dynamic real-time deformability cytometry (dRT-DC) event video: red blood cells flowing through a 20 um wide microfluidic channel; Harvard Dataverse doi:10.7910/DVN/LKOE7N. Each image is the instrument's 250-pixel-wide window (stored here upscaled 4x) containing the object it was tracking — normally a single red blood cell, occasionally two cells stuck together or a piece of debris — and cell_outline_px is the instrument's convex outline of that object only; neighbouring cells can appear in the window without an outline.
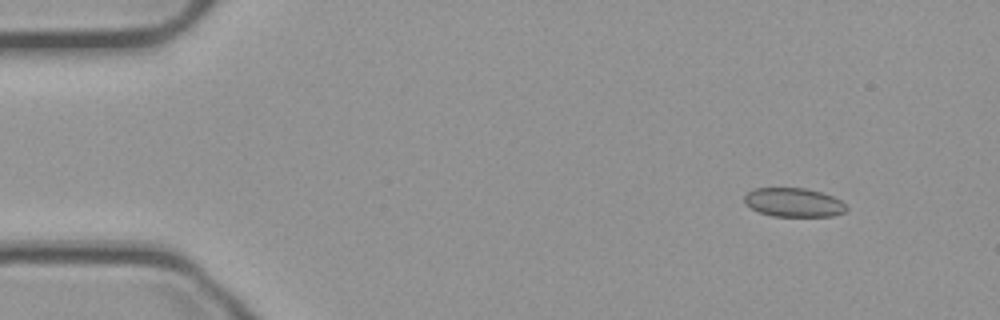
{"species": "common noctule bat (a hibernating species)", "species_latin": "Nyctalus noctula", "temperature_condition": "cold", "stored_images_in_passage": 54, "camera_frame_rate_fps": 3000, "um_per_image_px": 0.085, "animal": {"sex": "male", "body_mass_g": 23.1, "forearm_length_mm": 52.7}, "frame": {"image": 1, "passage_image": 5, "time_ms": 1.333, "image_size_px": [1000, 320], "cell_outline_px": [[848, 208], [844, 212], [832, 216], [772, 216], [760, 212], [744, 204], [744, 196], [748, 192], [756, 188], [804, 188], [820, 192], [832, 196], [840, 200]], "centroid_in_image_um": [67.44, 17.21], "position_along_channel_um": 17.6, "area_um2": 17.05}}
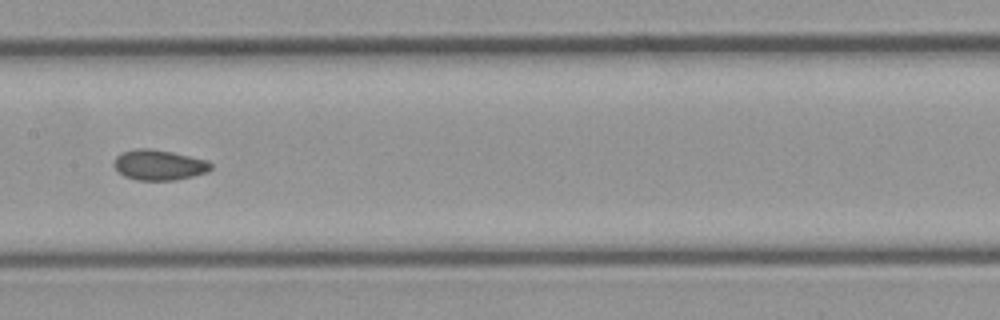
{"frame": {"image": 2, "passage_image": 27, "time_ms": 8.667, "image_size_px": [1000, 320], "cell_outline_px": [[212, 168], [208, 172], [176, 180], [136, 180], [124, 176], [112, 164], [116, 156], [124, 152], [140, 148], [148, 148], [172, 152], [208, 160], [212, 164]], "centroid_in_image_um": [13.54, 14.03], "position_along_channel_um": 193.9, "area_um2": 17.11}}
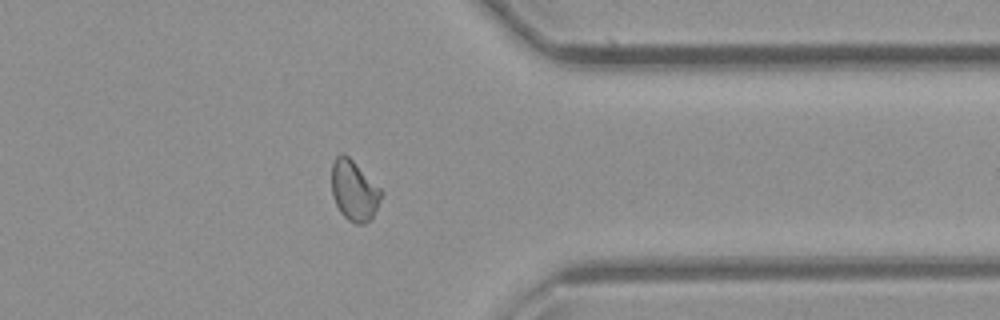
{"frame": {"image": 3, "passage_image": 43, "time_ms": 14.0, "image_size_px": [1000, 320], "cell_outline_px": [[384, 192], [372, 216], [364, 224], [356, 224], [348, 220], [340, 212], [332, 196], [332, 160], [340, 152], [344, 152]], "centroid_in_image_um": [30.07, 16.18], "position_along_channel_um": 381.3, "area_um2": 17.34}, "authors_computed_cell_mechanics": {"area_um2": 17.2533, "velocity_mm_per_s": 3.7111, "shape_relaxation_time_tau1_ms": null, "shape_relaxation_time_tau2_ms": 1.585, "deformation_change_tau1": null, "deformation_change_tau2": 0.0502}}